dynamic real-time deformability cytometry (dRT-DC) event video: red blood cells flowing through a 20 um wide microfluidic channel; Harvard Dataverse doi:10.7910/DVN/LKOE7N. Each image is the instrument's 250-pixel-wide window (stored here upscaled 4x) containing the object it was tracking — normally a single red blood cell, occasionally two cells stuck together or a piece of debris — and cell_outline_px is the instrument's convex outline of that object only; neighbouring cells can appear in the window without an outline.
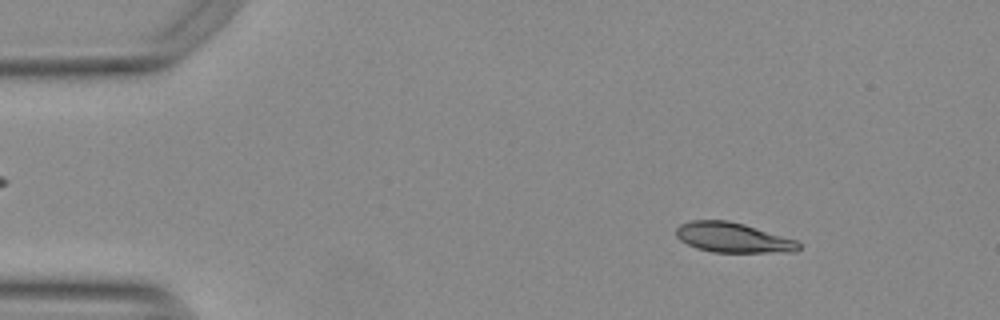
{"species": "Egyptian fruit bat (a non-hibernating species)", "species_latin": "Rousettus aegyptiacus", "temperature_condition": "warm", "stored_images_in_passage": 54, "camera_frame_rate_fps": 3000, "um_per_image_px": 0.085, "animal": {"sex": "female"}, "frame": {"image": 1, "passage_image": 7, "time_ms": 2.0, "image_size_px": [1000, 320], "cell_outline_px": [[800, 248], [796, 252], [712, 252], [696, 248], [680, 240], [676, 236], [676, 228], [680, 224], [692, 220], [728, 220], [744, 224], [796, 240], [800, 244]], "centroid_in_image_um": [62.28, 20.19], "position_along_channel_um": 22.7, "area_um2": 21.33}}
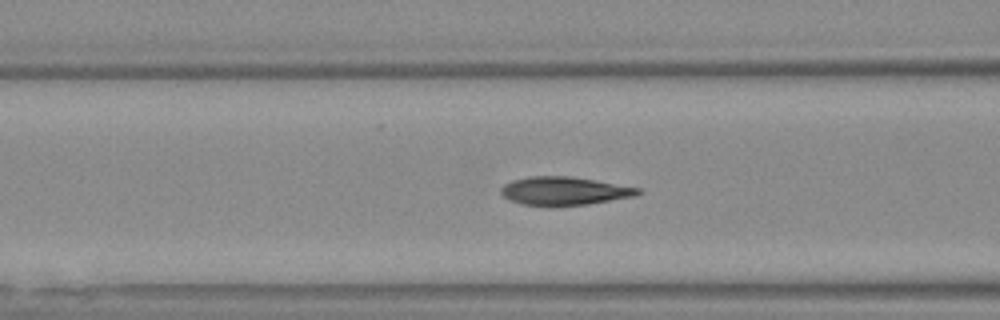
{"frame": {"image": 2, "passage_image": 21, "time_ms": 6.667, "image_size_px": [1000, 320], "cell_outline_px": [[644, 192], [636, 196], [588, 204], [552, 208], [548, 208], [520, 204], [508, 200], [500, 192], [500, 188], [504, 184], [512, 180], [532, 176], [568, 176], [640, 188]], "centroid_in_image_um": [47.92, 16.27], "position_along_channel_um": 118.7, "area_um2": 23.12}}
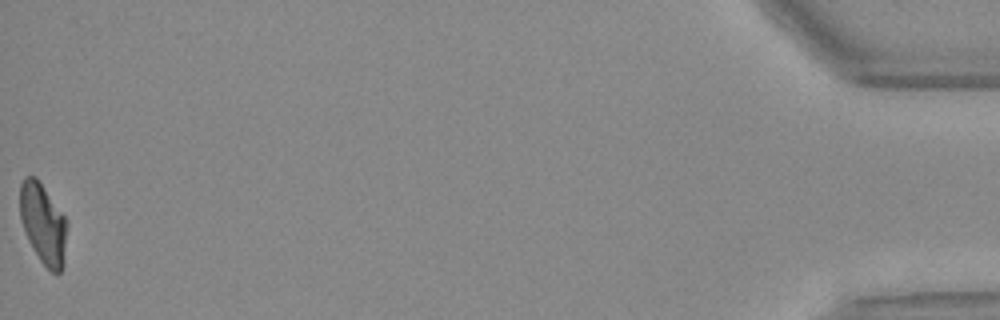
{"frame": {"image": 3, "passage_image": 54, "time_ms": 17.667, "image_size_px": [1000, 320], "cell_outline_px": [[68, 224], [64, 264], [60, 272], [52, 272], [40, 260], [28, 240], [20, 216], [20, 184], [24, 176], [36, 176], [64, 216]], "centroid_in_image_um": [3.68, 19.0], "position_along_channel_um": 431.5, "area_um2": 21.96}, "authors_computed_cell_mechanics": {"area_um2": 22.3975, "velocity_mm_per_s": 3.7613, "shape_relaxation_time_tau1_ms": 4.9076, "shape_relaxation_time_tau2_ms": 0.5708, "deformation_change_tau1": 0.185, "deformation_change_tau2": 0.048}}